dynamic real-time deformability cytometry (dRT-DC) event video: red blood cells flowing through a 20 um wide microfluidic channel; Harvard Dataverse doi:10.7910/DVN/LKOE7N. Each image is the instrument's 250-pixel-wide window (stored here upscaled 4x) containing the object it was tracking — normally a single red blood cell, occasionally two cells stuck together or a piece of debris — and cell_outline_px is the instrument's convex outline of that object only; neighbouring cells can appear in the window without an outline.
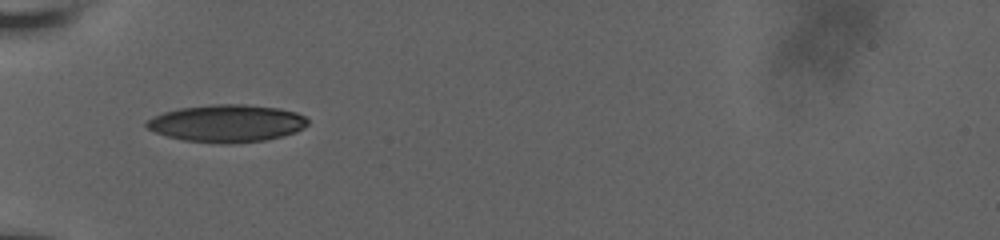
{"species": "human", "species_latin": "Homo sapiens", "temperature_condition": "room temperature", "stored_images_in_passage": 6, "camera_frame_rate_fps": 3000, "um_per_image_px": 0.085, "donor": {"sex": "male"}, "frame": {"image": 1, "passage_image": 1, "time_ms": 0.0, "image_size_px": [1000, 240], "cell_outline_px": [[308, 124], [304, 128], [296, 132], [264, 140], [224, 144], [220, 144], [184, 140], [168, 136], [156, 132], [148, 128], [144, 124], [152, 116], [164, 112], [180, 108], [216, 104], [244, 104], [280, 108], [296, 112], [304, 116], [308, 120]], "centroid_in_image_um": [19.29, 10.48], "position_along_channel_um": 65.7, "area_um2": 35.03}}
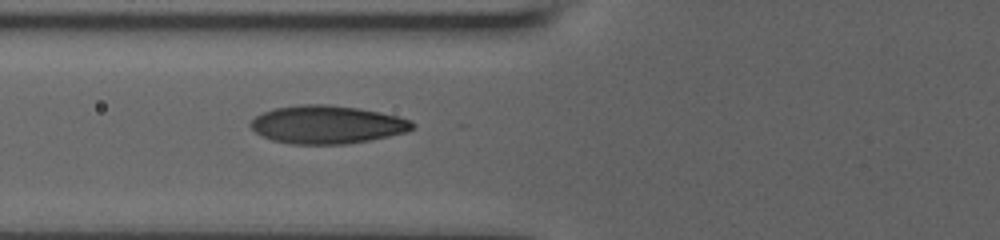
{"frame": {"image": 2, "passage_image": 3, "time_ms": 0.667, "image_size_px": [1000, 240], "cell_outline_px": [[416, 124], [408, 132], [368, 140], [344, 144], [292, 144], [272, 140], [256, 132], [248, 124], [256, 116], [272, 108], [300, 104], [328, 104], [360, 108], [380, 112], [412, 120]], "centroid_in_image_um": [27.8, 10.58], "position_along_channel_um": 98.0, "area_um2": 35.95}}
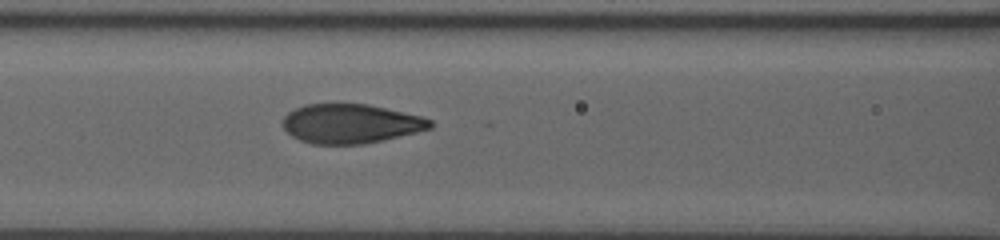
{"frame": {"image": 3, "passage_image": 6, "time_ms": 1.667, "image_size_px": [1000, 240], "cell_outline_px": [[432, 128], [416, 132], [364, 144], [312, 144], [300, 140], [292, 136], [284, 128], [284, 116], [288, 112], [304, 104], [368, 104], [420, 116], [432, 120]], "centroid_in_image_um": [29.79, 10.51], "position_along_channel_um": 136.8, "area_um2": 33.47}}